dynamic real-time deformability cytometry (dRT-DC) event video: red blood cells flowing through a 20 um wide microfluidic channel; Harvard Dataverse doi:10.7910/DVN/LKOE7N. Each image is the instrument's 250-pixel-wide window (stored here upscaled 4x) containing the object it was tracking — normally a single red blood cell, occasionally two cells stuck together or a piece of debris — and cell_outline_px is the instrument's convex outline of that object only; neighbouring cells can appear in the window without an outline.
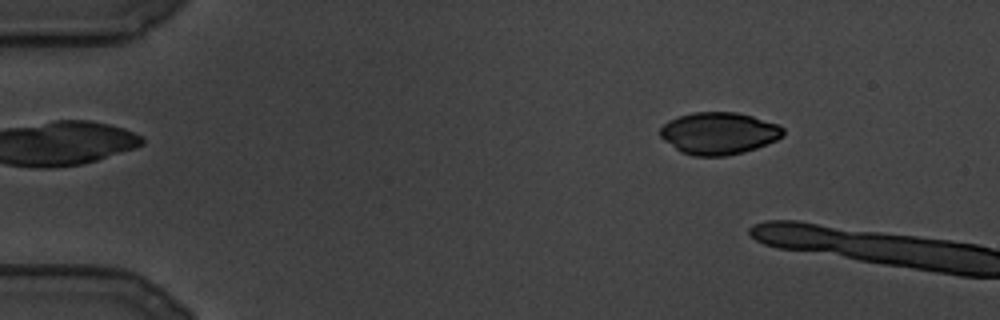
{"species": "common noctule bat (a hibernating species)", "species_latin": "Nyctalus noctula", "temperature_condition": "cold", "stored_images_in_passage": 6, "camera_frame_rate_fps": 3000, "um_per_image_px": 0.085, "animal": {"sex": "male", "body_mass_g": 19.5, "forearm_length_mm": 54.6}, "frame": {"image": 1, "passage_image": 1, "time_ms": 0.0, "image_size_px": [1000, 320], "cell_outline_px": [[784, 136], [776, 140], [756, 148], [744, 152], [724, 156], [692, 156], [680, 152], [664, 140], [660, 136], [660, 128], [668, 120], [680, 116], [696, 112], [736, 112], [752, 116], [780, 124], [784, 128]], "centroid_in_image_um": [61.11, 11.33], "position_along_channel_um": 23.9, "area_um2": 30.29}}